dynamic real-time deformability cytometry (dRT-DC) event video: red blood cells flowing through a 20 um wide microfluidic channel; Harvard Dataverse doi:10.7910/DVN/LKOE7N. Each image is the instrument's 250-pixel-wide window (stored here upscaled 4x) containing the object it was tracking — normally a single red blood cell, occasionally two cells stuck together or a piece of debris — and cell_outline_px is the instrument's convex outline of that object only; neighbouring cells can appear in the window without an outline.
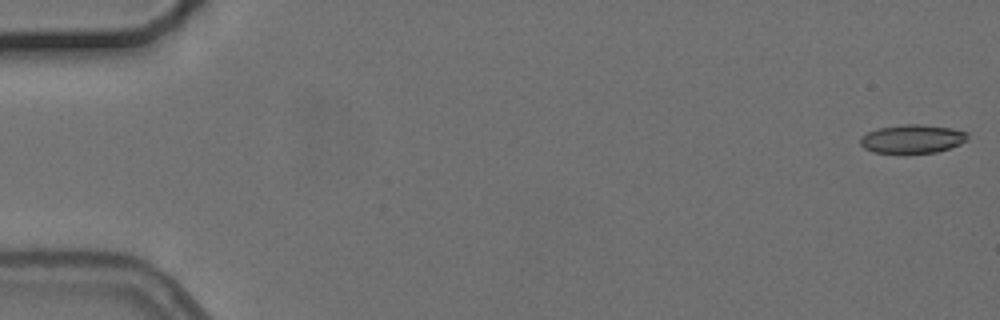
{"species": "common noctule bat (a hibernating species)", "species_latin": "Nyctalus noctula", "temperature_condition": "cold", "stored_images_in_passage": 8, "camera_frame_rate_fps": 3000, "um_per_image_px": 0.085, "animal": {"sex": "female", "body_mass_g": 24.6, "forearm_length_mm": 56.2}, "frame": {"image": 1, "passage_image": 1, "time_ms": 0.0, "image_size_px": [1000, 320], "cell_outline_px": [[968, 140], [960, 144], [936, 152], [904, 156], [872, 152], [864, 148], [860, 144], [860, 136], [876, 128], [904, 124], [924, 124], [952, 128], [968, 132]], "centroid_in_image_um": [77.51, 11.84], "position_along_channel_um": 7.5, "area_um2": 18.79}}
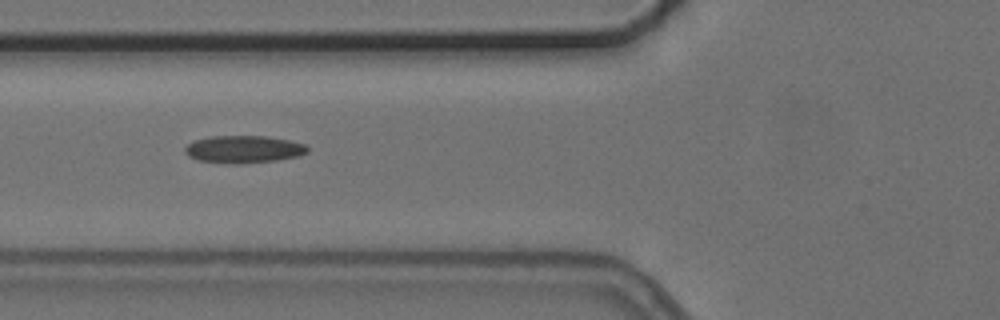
{"frame": {"image": 2, "passage_image": 6, "time_ms": 6.667, "image_size_px": [1000, 320], "cell_outline_px": [[308, 152], [300, 156], [276, 160], [240, 164], [232, 164], [196, 160], [188, 156], [184, 152], [184, 148], [188, 144], [196, 140], [212, 136], [264, 136], [288, 140], [304, 144], [308, 148]], "centroid_in_image_um": [20.69, 12.7], "position_along_channel_um": 105.1, "area_um2": 19.59}}
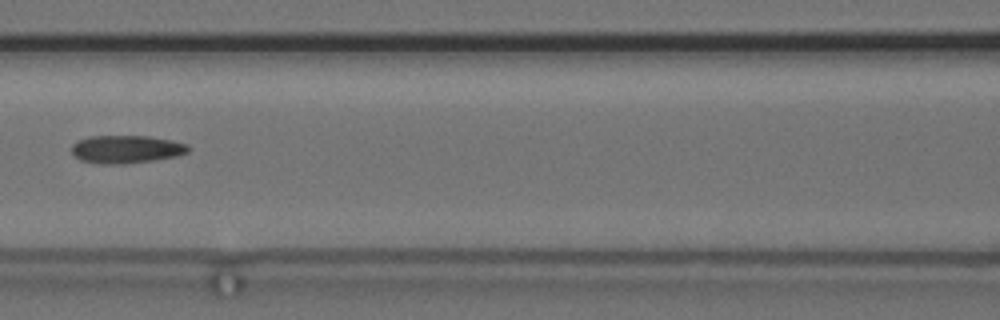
{"frame": {"image": 3, "passage_image": 7, "time_ms": 8.0, "image_size_px": [1000, 320], "cell_outline_px": [[192, 148], [188, 152], [176, 156], [152, 160], [124, 164], [100, 164], [80, 160], [72, 152], [72, 144], [88, 136], [148, 136], [172, 140], [188, 144]], "centroid_in_image_um": [10.76, 12.68], "position_along_channel_um": 155.8, "area_um2": 19.02}}